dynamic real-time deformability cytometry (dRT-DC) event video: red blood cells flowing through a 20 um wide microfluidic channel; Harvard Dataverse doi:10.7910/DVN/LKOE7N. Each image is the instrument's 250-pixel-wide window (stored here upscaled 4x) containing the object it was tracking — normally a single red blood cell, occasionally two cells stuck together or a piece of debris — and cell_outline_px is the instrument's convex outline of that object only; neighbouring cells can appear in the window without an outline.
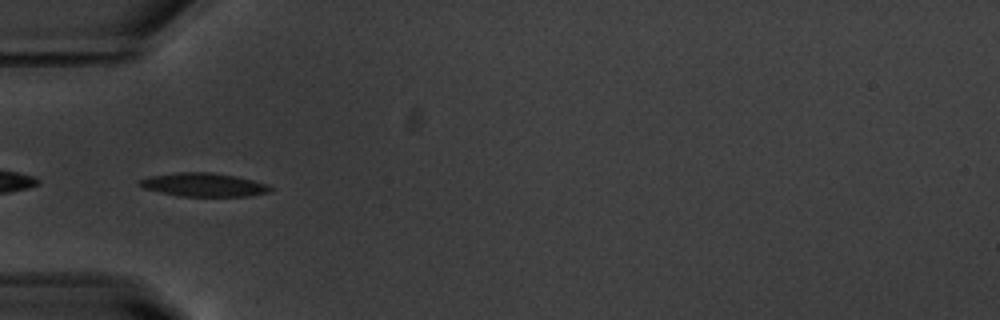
{"species": "common noctule bat (a hibernating species)", "species_latin": "Nyctalus noctula", "temperature_condition": "warm", "stored_images_in_passage": 55, "camera_frame_rate_fps": 3000, "um_per_image_px": 0.085, "animal": {"sex": "male", "body_mass_g": 20.1, "forearm_length_mm": 53.5}, "frame": {"image": 1, "passage_image": 18, "time_ms": 5.667, "image_size_px": [1000, 320], "cell_outline_px": [[272, 188], [268, 192], [248, 196], [180, 196], [144, 188], [136, 184], [136, 180], [148, 176], [176, 172], [212, 172], [236, 176], [268, 184]], "centroid_in_image_um": [17.25, 15.69], "position_along_channel_um": 67.7, "area_um2": 17.98}}
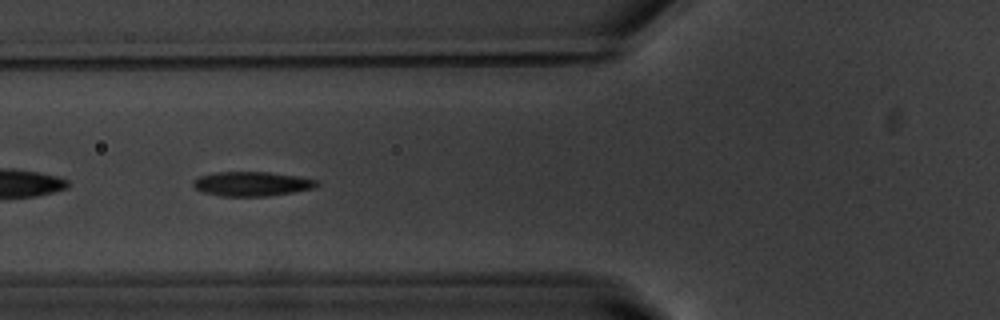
{"frame": {"image": 2, "passage_image": 21, "time_ms": 6.667, "image_size_px": [1000, 320], "cell_outline_px": [[320, 184], [316, 188], [268, 196], [220, 196], [200, 192], [192, 184], [200, 176], [216, 172], [268, 172], [300, 176], [320, 180]], "centroid_in_image_um": [21.47, 15.63], "position_along_channel_um": 104.3, "area_um2": 17.74}}
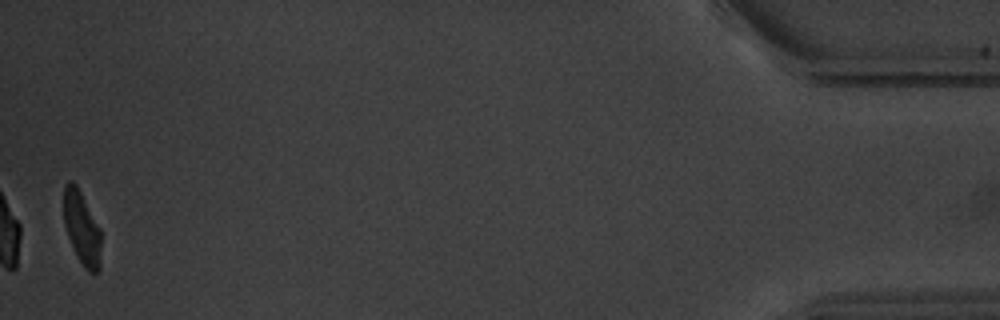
{"frame": {"image": 3, "passage_image": 54, "time_ms": 17.667, "image_size_px": [1000, 320], "cell_outline_px": [[100, 268], [96, 272], [88, 272], [84, 268], [76, 256], [68, 236], [64, 224], [64, 184], [68, 180], [72, 180], [76, 184], [100, 228]], "centroid_in_image_um": [6.94, 19.38], "position_along_channel_um": 428.3, "area_um2": 15.9}, "authors_computed_cell_mechanics": {"area_um2": 18.207, "velocity_mm_per_s": 3.7244, "shape_relaxation_time_tau1_ms": 2.2723, "shape_relaxation_time_tau2_ms": 1.3614, "deformation_change_tau1": 0.1831, "deformation_change_tau2": 0.0904}}